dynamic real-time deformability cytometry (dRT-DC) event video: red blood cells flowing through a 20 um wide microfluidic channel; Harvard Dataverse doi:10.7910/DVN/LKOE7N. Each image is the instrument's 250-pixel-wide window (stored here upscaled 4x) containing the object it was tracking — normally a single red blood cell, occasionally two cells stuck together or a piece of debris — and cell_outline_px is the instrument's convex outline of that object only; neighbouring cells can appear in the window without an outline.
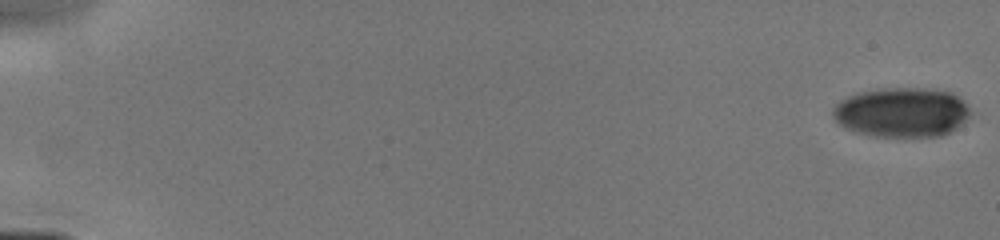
{"species": "human", "species_latin": "Homo sapiens", "temperature_condition": "cold", "stored_images_in_passage": 10, "camera_frame_rate_fps": 3000, "um_per_image_px": 0.085, "donor": {"sex": "male"}, "frame": {"image": 1, "passage_image": 1, "time_ms": 0.0, "image_size_px": [1000, 240], "cell_outline_px": [[972, 112], [956, 128], [940, 136], [868, 136], [844, 128], [832, 116], [832, 108], [840, 100], [856, 92], [884, 88], [924, 88], [952, 92], [964, 100]], "centroid_in_image_um": [76.62, 9.53], "position_along_channel_um": 8.4, "area_um2": 39.94}}
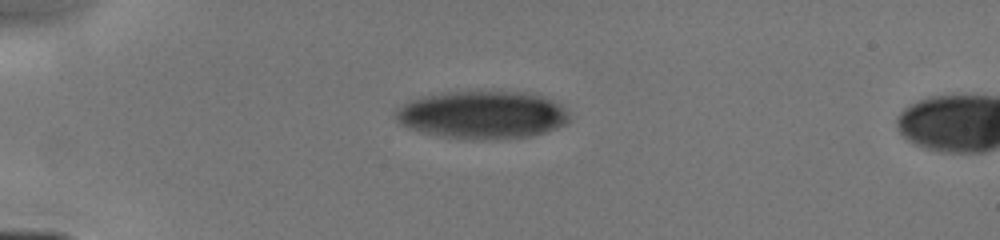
{"frame": {"image": 2, "passage_image": 9, "time_ms": 4.333, "image_size_px": [1000, 240], "cell_outline_px": [[568, 124], [532, 136], [488, 140], [472, 140], [440, 136], [420, 132], [408, 128], [400, 124], [392, 116], [396, 108], [408, 100], [424, 96], [448, 92], [520, 92], [540, 96], [552, 100], [560, 104], [568, 112]], "centroid_in_image_um": [40.94, 9.78], "position_along_channel_um": 44.1, "area_um2": 48.67}}